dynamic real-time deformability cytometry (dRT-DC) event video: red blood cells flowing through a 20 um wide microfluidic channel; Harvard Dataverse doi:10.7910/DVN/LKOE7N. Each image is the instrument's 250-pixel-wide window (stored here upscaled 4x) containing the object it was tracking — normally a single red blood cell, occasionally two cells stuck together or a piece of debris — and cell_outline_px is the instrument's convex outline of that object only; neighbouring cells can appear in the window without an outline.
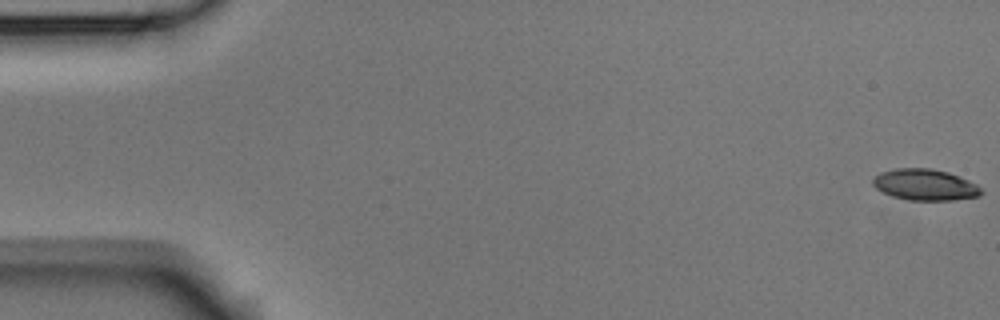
{"species": "Egyptian fruit bat (a non-hibernating species)", "species_latin": "Rousettus aegyptiacus", "temperature_condition": "room temperature", "stored_images_in_passage": 54, "camera_frame_rate_fps": 3000, "um_per_image_px": 0.085, "animal": {"sex": "male"}, "frame": {"image": 1, "passage_image": 1, "time_ms": 0.0, "image_size_px": [1000, 320], "cell_outline_px": [[984, 192], [980, 196], [952, 200], [908, 200], [892, 196], [876, 188], [872, 184], [872, 180], [880, 172], [896, 168], [932, 168], [948, 172], [968, 180], [976, 184]], "centroid_in_image_um": [78.63, 15.7], "position_along_channel_um": 6.4, "area_um2": 19.71}}
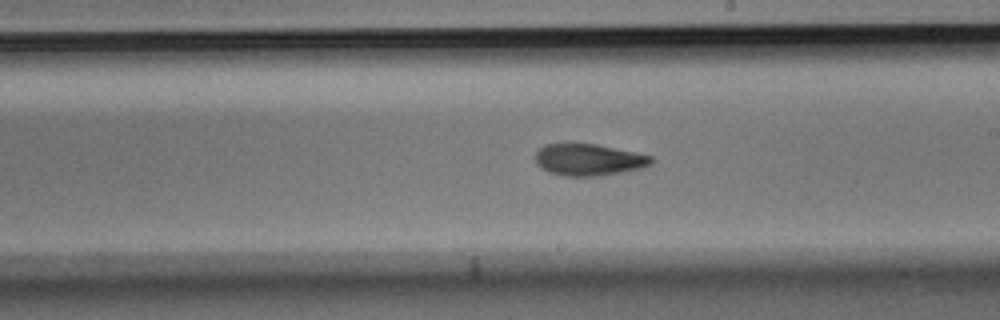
{"frame": {"image": 2, "passage_image": 31, "time_ms": 10.0, "image_size_px": [1000, 320], "cell_outline_px": [[652, 164], [644, 168], [600, 176], [564, 176], [548, 172], [540, 168], [536, 164], [536, 152], [544, 144], [596, 144], [636, 152], [652, 156]], "centroid_in_image_um": [50.05, 13.59], "position_along_channel_um": 239.0, "area_um2": 21.56}}
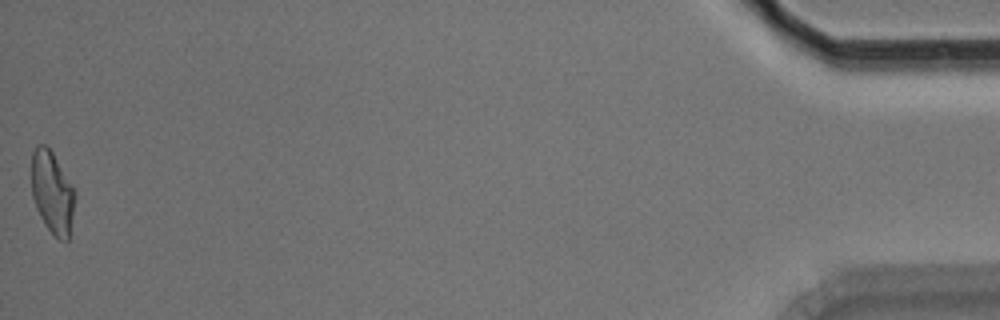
{"frame": {"image": 3, "passage_image": 54, "time_ms": 17.667, "image_size_px": [1000, 320], "cell_outline_px": [[76, 196], [68, 240], [60, 240], [44, 224], [36, 208], [32, 196], [32, 152], [36, 144], [44, 144], [52, 152], [76, 192]], "centroid_in_image_um": [4.44, 16.35], "position_along_channel_um": 430.8, "area_um2": 20.63}, "authors_computed_cell_mechanics": {"area_um2": 21.2126, "velocity_mm_per_s": 3.7707, "shape_relaxation_time_tau1_ms": 7.1692, "shape_relaxation_time_tau2_ms": 5.0348, "deformation_change_tau1": 0.1896, "deformation_change_tau2": 0.1242}}